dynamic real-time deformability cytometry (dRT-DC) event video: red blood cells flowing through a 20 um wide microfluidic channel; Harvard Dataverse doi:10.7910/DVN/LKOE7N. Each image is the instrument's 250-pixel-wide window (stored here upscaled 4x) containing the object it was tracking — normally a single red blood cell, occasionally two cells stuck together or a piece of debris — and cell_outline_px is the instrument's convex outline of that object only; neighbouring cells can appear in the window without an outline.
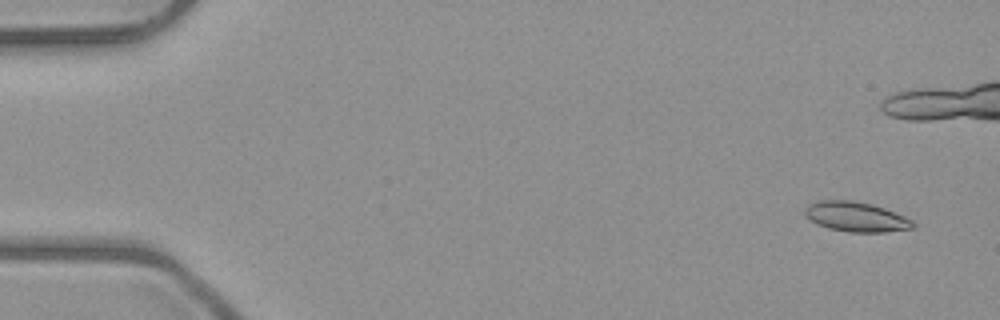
{"species": "common noctule bat (a hibernating species)", "species_latin": "Nyctalus noctula", "temperature_condition": "room temperature", "stored_images_in_passage": 6, "camera_frame_rate_fps": 3000, "um_per_image_px": 0.085, "animal": {"sex": "male", "body_mass_g": 23.1, "forearm_length_mm": 52.7}, "frame": {"image": 1, "passage_image": 1, "time_ms": 0.0, "image_size_px": [1000, 320], "cell_outline_px": [[916, 228], [884, 232], [848, 232], [828, 228], [816, 224], [804, 212], [804, 208], [808, 204], [820, 200], [852, 200], [872, 204], [884, 208], [904, 216], [912, 220], [916, 224]], "centroid_in_image_um": [72.78, 18.43], "position_along_channel_um": 12.2, "area_um2": 18.84}}